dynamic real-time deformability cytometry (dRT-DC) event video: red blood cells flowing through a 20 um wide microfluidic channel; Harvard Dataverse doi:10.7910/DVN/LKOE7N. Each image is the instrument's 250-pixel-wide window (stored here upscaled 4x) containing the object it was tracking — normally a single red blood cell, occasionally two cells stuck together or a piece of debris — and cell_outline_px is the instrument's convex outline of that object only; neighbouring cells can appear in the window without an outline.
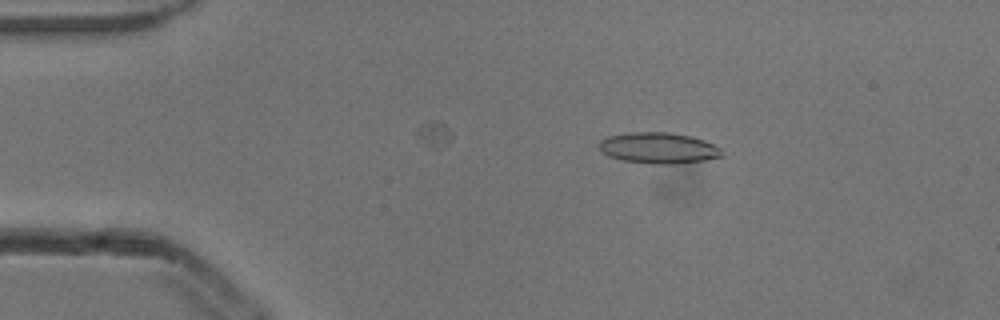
{"species": "common noctule bat (a hibernating species)", "species_latin": "Nyctalus noctula", "temperature_condition": "cold", "stored_images_in_passage": 7, "camera_frame_rate_fps": 3000, "um_per_image_px": 0.085, "animal": {"sex": "male", "body_mass_g": 13.3}, "frame": {"image": 1, "passage_image": 2, "time_ms": 0.333, "image_size_px": [1000, 320], "cell_outline_px": [[724, 156], [704, 160], [676, 164], [652, 164], [624, 160], [608, 156], [600, 148], [600, 140], [608, 136], [628, 132], [668, 132], [692, 136], [704, 140], [720, 148]], "centroid_in_image_um": [55.99, 12.57], "position_along_channel_um": 29.0, "area_um2": 22.14}}
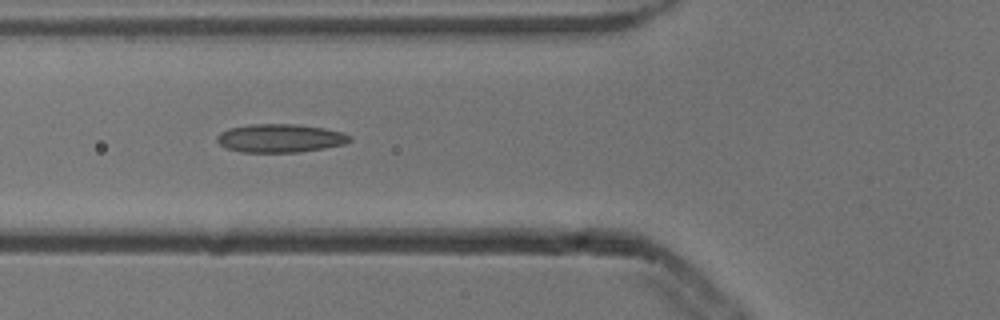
{"frame": {"image": 2, "passage_image": 5, "time_ms": 1.333, "image_size_px": [1000, 320], "cell_outline_px": [[352, 140], [344, 144], [324, 148], [300, 152], [240, 152], [224, 148], [216, 140], [216, 136], [220, 132], [228, 128], [248, 124], [292, 124], [324, 128], [344, 132], [352, 136]], "centroid_in_image_um": [23.79, 11.75], "position_along_channel_um": 102.0, "area_um2": 22.2}}
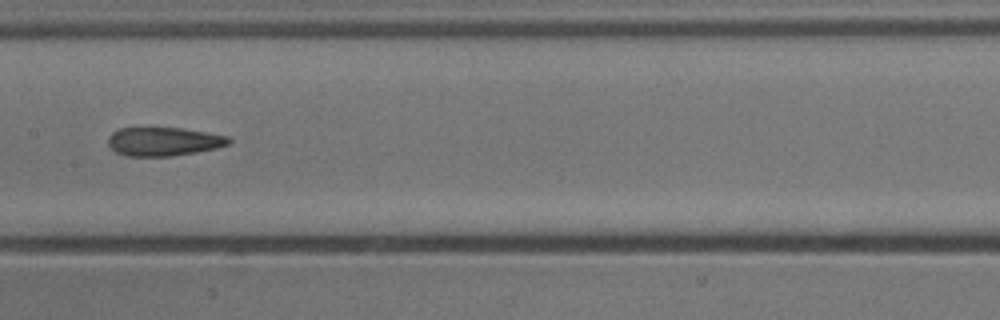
{"frame": {"image": 3, "passage_image": 7, "time_ms": 2.0, "image_size_px": [1000, 320], "cell_outline_px": [[232, 140], [228, 144], [216, 148], [196, 152], [172, 156], [128, 156], [116, 152], [108, 144], [108, 136], [112, 132], [120, 128], [184, 128], [228, 136]], "centroid_in_image_um": [13.91, 12.02], "position_along_channel_um": 193.5, "area_um2": 20.11}}